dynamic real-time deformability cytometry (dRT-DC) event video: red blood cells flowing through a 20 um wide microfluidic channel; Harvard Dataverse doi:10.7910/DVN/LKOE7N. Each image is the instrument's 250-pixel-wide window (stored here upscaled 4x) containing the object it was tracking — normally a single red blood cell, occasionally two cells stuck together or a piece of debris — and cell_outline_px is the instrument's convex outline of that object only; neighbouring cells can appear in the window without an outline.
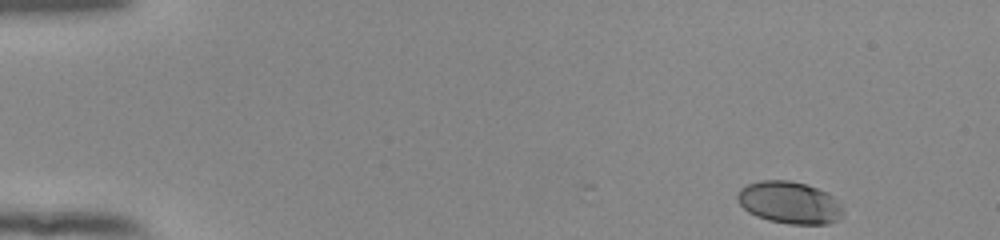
{"species": "human", "species_latin": "Homo sapiens", "temperature_condition": "room temperature", "stored_images_in_passage": 39, "camera_frame_rate_fps": 3000, "um_per_image_px": 0.085, "donor": {"sex": "female"}, "frame": {"image": 1, "passage_image": 1, "time_ms": 0.0, "image_size_px": [1000, 240], "cell_outline_px": [[844, 212], [836, 220], [828, 224], [788, 224], [768, 220], [756, 216], [748, 212], [736, 200], [736, 192], [740, 188], [748, 184], [760, 180], [788, 180], [808, 184], [832, 196]], "centroid_in_image_um": [67.04, 17.21], "position_along_channel_um": 18.0, "area_um2": 25.89}}
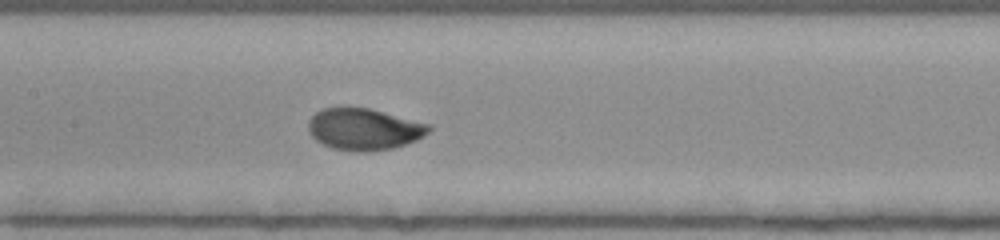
{"frame": {"image": 2, "passage_image": 23, "time_ms": 7.333, "image_size_px": [1000, 240], "cell_outline_px": [[432, 128], [424, 136], [416, 140], [392, 148], [368, 152], [352, 152], [332, 148], [316, 140], [312, 136], [308, 128], [308, 120], [316, 112], [324, 108], [344, 104], [348, 104], [368, 108], [432, 124]], "centroid_in_image_um": [30.92, 10.95], "position_along_channel_um": 176.5, "area_um2": 29.94}}
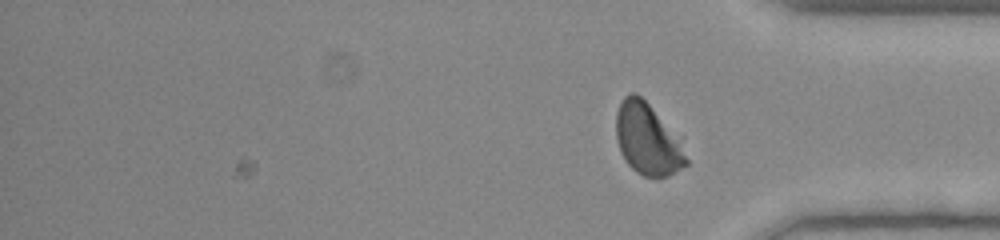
{"frame": {"image": 3, "passage_image": 39, "time_ms": 12.667, "image_size_px": [1000, 240], "cell_outline_px": [[688, 164], [668, 176], [644, 176], [636, 172], [628, 164], [620, 152], [616, 140], [616, 112], [624, 96], [628, 92], [636, 92], [648, 104], [688, 160]], "centroid_in_image_um": [54.91, 11.86], "position_along_channel_um": 380.3, "area_um2": 27.51}, "authors_computed_cell_mechanics": {"area_um2": 28.5532, "velocity_mm_per_s": 3.8884, "shape_relaxation_time_tau1_ms": 2.2459, "shape_relaxation_time_tau2_ms": null, "deformation_change_tau1": 0.1238, "deformation_change_tau2": null}}